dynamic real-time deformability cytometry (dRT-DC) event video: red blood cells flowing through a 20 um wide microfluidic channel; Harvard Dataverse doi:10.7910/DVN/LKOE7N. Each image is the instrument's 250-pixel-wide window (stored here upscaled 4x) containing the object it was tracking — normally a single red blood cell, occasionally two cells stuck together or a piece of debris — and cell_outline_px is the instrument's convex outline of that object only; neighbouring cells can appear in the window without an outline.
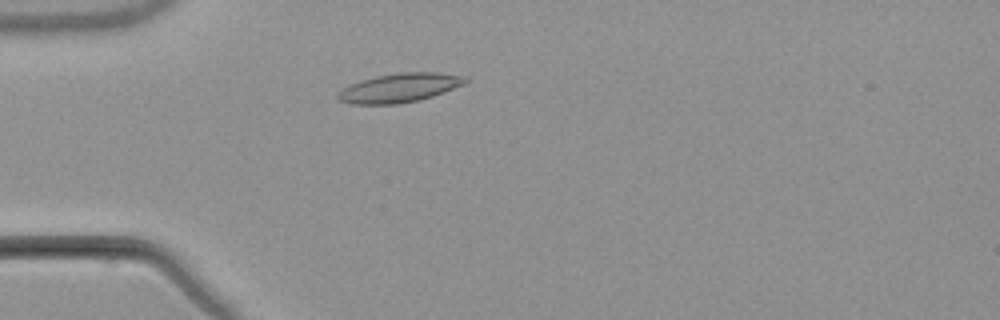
{"species": "common noctule bat (a hibernating species)", "species_latin": "Nyctalus noctula", "temperature_condition": "warm", "stored_images_in_passage": 3, "camera_frame_rate_fps": 3000, "um_per_image_px": 0.085, "animal": {"sex": "male", "body_mass_g": 21.5, "forearm_length_mm": 52.0}, "frame": {"image": 1, "passage_image": 3, "time_ms": 2.667, "image_size_px": [1000, 320], "cell_outline_px": [[468, 80], [464, 84], [444, 92], [420, 100], [396, 104], [352, 104], [340, 100], [336, 96], [336, 92], [360, 80], [376, 76], [400, 72], [440, 72], [468, 76]], "centroid_in_image_um": [33.99, 7.45], "position_along_channel_um": 51.0, "area_um2": 21.62}}